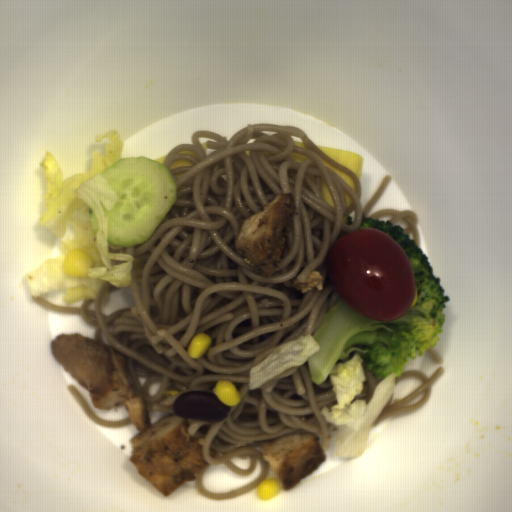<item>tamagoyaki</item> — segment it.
Returning a JSON list of instances; mask_svg holds the SVG:
<instances>
[{"label": "tamagoyaki", "instance_id": "1", "mask_svg": "<svg viewBox=\"0 0 512 512\" xmlns=\"http://www.w3.org/2000/svg\"><path fill=\"white\" fill-rule=\"evenodd\" d=\"M316 145V144H315ZM323 153L352 170L358 177L361 178L363 158L357 153L345 151L340 149L329 148L325 146L316 145Z\"/></svg>", "mask_w": 512, "mask_h": 512}, {"label": "tamagoyaki", "instance_id": "2", "mask_svg": "<svg viewBox=\"0 0 512 512\" xmlns=\"http://www.w3.org/2000/svg\"><path fill=\"white\" fill-rule=\"evenodd\" d=\"M322 163L324 166H326L327 168H329L330 170L335 172L340 178H342L351 187V189L354 192L356 191L355 181L353 180V178L351 176H349L347 173L340 170L339 168L333 166L332 164H330L329 162H327L324 159H323Z\"/></svg>", "mask_w": 512, "mask_h": 512}, {"label": "tamagoyaki", "instance_id": "3", "mask_svg": "<svg viewBox=\"0 0 512 512\" xmlns=\"http://www.w3.org/2000/svg\"><path fill=\"white\" fill-rule=\"evenodd\" d=\"M321 194H322V198L326 201V203L330 207H334L335 208L332 194H331V192H330V190H329L328 186L326 185V183H325L323 178H322V185H321Z\"/></svg>", "mask_w": 512, "mask_h": 512}, {"label": "tamagoyaki", "instance_id": "4", "mask_svg": "<svg viewBox=\"0 0 512 512\" xmlns=\"http://www.w3.org/2000/svg\"><path fill=\"white\" fill-rule=\"evenodd\" d=\"M291 158L294 159L296 162H300V163H303L308 156H305V155H302V154H297V153H292L290 154Z\"/></svg>", "mask_w": 512, "mask_h": 512}, {"label": "tamagoyaki", "instance_id": "5", "mask_svg": "<svg viewBox=\"0 0 512 512\" xmlns=\"http://www.w3.org/2000/svg\"><path fill=\"white\" fill-rule=\"evenodd\" d=\"M344 197H345L346 207L349 208L352 205L353 200L350 198V196L347 193H344Z\"/></svg>", "mask_w": 512, "mask_h": 512}, {"label": "tamagoyaki", "instance_id": "6", "mask_svg": "<svg viewBox=\"0 0 512 512\" xmlns=\"http://www.w3.org/2000/svg\"><path fill=\"white\" fill-rule=\"evenodd\" d=\"M293 145H295V146H300V147H304V148H305V145H304V143H303V142H295V141H294Z\"/></svg>", "mask_w": 512, "mask_h": 512}]
</instances>
